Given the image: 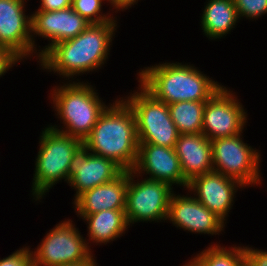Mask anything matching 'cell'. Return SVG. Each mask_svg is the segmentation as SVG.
Masks as SVG:
<instances>
[{
    "label": "cell",
    "instance_id": "obj_1",
    "mask_svg": "<svg viewBox=\"0 0 267 266\" xmlns=\"http://www.w3.org/2000/svg\"><path fill=\"white\" fill-rule=\"evenodd\" d=\"M118 21L115 17L109 22L90 24L75 38L54 44L39 59V69L63 78L64 82L80 81L77 77L98 72L109 61L112 41L120 27Z\"/></svg>",
    "mask_w": 267,
    "mask_h": 266
},
{
    "label": "cell",
    "instance_id": "obj_2",
    "mask_svg": "<svg viewBox=\"0 0 267 266\" xmlns=\"http://www.w3.org/2000/svg\"><path fill=\"white\" fill-rule=\"evenodd\" d=\"M111 101L83 145L91 153L114 161L124 171H130L136 165L139 148L135 115L120 95Z\"/></svg>",
    "mask_w": 267,
    "mask_h": 266
},
{
    "label": "cell",
    "instance_id": "obj_3",
    "mask_svg": "<svg viewBox=\"0 0 267 266\" xmlns=\"http://www.w3.org/2000/svg\"><path fill=\"white\" fill-rule=\"evenodd\" d=\"M190 63L163 61L143 67L136 79L167 105L180 101H207L223 85Z\"/></svg>",
    "mask_w": 267,
    "mask_h": 266
},
{
    "label": "cell",
    "instance_id": "obj_4",
    "mask_svg": "<svg viewBox=\"0 0 267 266\" xmlns=\"http://www.w3.org/2000/svg\"><path fill=\"white\" fill-rule=\"evenodd\" d=\"M52 86L49 94L58 124H48L51 128L84 141L90 134L100 114L110 104H106L88 81L62 82ZM51 98V99H50ZM63 124V125H62ZM62 125V126H61Z\"/></svg>",
    "mask_w": 267,
    "mask_h": 266
},
{
    "label": "cell",
    "instance_id": "obj_5",
    "mask_svg": "<svg viewBox=\"0 0 267 266\" xmlns=\"http://www.w3.org/2000/svg\"><path fill=\"white\" fill-rule=\"evenodd\" d=\"M41 131L30 190L32 201L37 203L43 202L42 199L57 183L63 180L68 184L73 155L83 145V141L77 137L55 130L49 125Z\"/></svg>",
    "mask_w": 267,
    "mask_h": 266
},
{
    "label": "cell",
    "instance_id": "obj_6",
    "mask_svg": "<svg viewBox=\"0 0 267 266\" xmlns=\"http://www.w3.org/2000/svg\"><path fill=\"white\" fill-rule=\"evenodd\" d=\"M136 88L121 98L135 115L138 143L174 148L179 133L168 105L156 99L140 83Z\"/></svg>",
    "mask_w": 267,
    "mask_h": 266
},
{
    "label": "cell",
    "instance_id": "obj_7",
    "mask_svg": "<svg viewBox=\"0 0 267 266\" xmlns=\"http://www.w3.org/2000/svg\"><path fill=\"white\" fill-rule=\"evenodd\" d=\"M244 137L241 133L211 140L213 171L236 179L248 188L260 187L264 185L261 150L245 143Z\"/></svg>",
    "mask_w": 267,
    "mask_h": 266
},
{
    "label": "cell",
    "instance_id": "obj_8",
    "mask_svg": "<svg viewBox=\"0 0 267 266\" xmlns=\"http://www.w3.org/2000/svg\"><path fill=\"white\" fill-rule=\"evenodd\" d=\"M174 190L175 187L165 182L149 180L133 170L128 171L125 214L129 226L140 222H165Z\"/></svg>",
    "mask_w": 267,
    "mask_h": 266
},
{
    "label": "cell",
    "instance_id": "obj_9",
    "mask_svg": "<svg viewBox=\"0 0 267 266\" xmlns=\"http://www.w3.org/2000/svg\"><path fill=\"white\" fill-rule=\"evenodd\" d=\"M80 231L72 219L56 223L35 249L30 247L34 266H60L88 261L94 253Z\"/></svg>",
    "mask_w": 267,
    "mask_h": 266
},
{
    "label": "cell",
    "instance_id": "obj_10",
    "mask_svg": "<svg viewBox=\"0 0 267 266\" xmlns=\"http://www.w3.org/2000/svg\"><path fill=\"white\" fill-rule=\"evenodd\" d=\"M230 87H220L207 101L203 112L202 134L208 140L239 135L247 127L248 113Z\"/></svg>",
    "mask_w": 267,
    "mask_h": 266
},
{
    "label": "cell",
    "instance_id": "obj_11",
    "mask_svg": "<svg viewBox=\"0 0 267 266\" xmlns=\"http://www.w3.org/2000/svg\"><path fill=\"white\" fill-rule=\"evenodd\" d=\"M31 15L32 59L35 58L37 64L54 44L75 38L91 24L71 7L58 11H33ZM37 36L47 40L48 44L42 48L38 46Z\"/></svg>",
    "mask_w": 267,
    "mask_h": 266
},
{
    "label": "cell",
    "instance_id": "obj_12",
    "mask_svg": "<svg viewBox=\"0 0 267 266\" xmlns=\"http://www.w3.org/2000/svg\"><path fill=\"white\" fill-rule=\"evenodd\" d=\"M186 195L172 194L166 222L194 234L216 236L225 233L226 223L201 204L187 189Z\"/></svg>",
    "mask_w": 267,
    "mask_h": 266
},
{
    "label": "cell",
    "instance_id": "obj_13",
    "mask_svg": "<svg viewBox=\"0 0 267 266\" xmlns=\"http://www.w3.org/2000/svg\"><path fill=\"white\" fill-rule=\"evenodd\" d=\"M28 1L0 0V46L23 62L32 59V15L26 13Z\"/></svg>",
    "mask_w": 267,
    "mask_h": 266
},
{
    "label": "cell",
    "instance_id": "obj_14",
    "mask_svg": "<svg viewBox=\"0 0 267 266\" xmlns=\"http://www.w3.org/2000/svg\"><path fill=\"white\" fill-rule=\"evenodd\" d=\"M245 188L240 181L215 171L194 177L187 187L201 204L226 224L236 201V193Z\"/></svg>",
    "mask_w": 267,
    "mask_h": 266
},
{
    "label": "cell",
    "instance_id": "obj_15",
    "mask_svg": "<svg viewBox=\"0 0 267 266\" xmlns=\"http://www.w3.org/2000/svg\"><path fill=\"white\" fill-rule=\"evenodd\" d=\"M124 170L114 161L91 153L82 145L73 155L68 186L74 191L75 200L83 192L108 183L120 176Z\"/></svg>",
    "mask_w": 267,
    "mask_h": 266
},
{
    "label": "cell",
    "instance_id": "obj_16",
    "mask_svg": "<svg viewBox=\"0 0 267 266\" xmlns=\"http://www.w3.org/2000/svg\"><path fill=\"white\" fill-rule=\"evenodd\" d=\"M133 171L141 177L165 182L187 190L181 164L174 148L139 143L138 159Z\"/></svg>",
    "mask_w": 267,
    "mask_h": 266
},
{
    "label": "cell",
    "instance_id": "obj_17",
    "mask_svg": "<svg viewBox=\"0 0 267 266\" xmlns=\"http://www.w3.org/2000/svg\"><path fill=\"white\" fill-rule=\"evenodd\" d=\"M128 171L111 182L96 186L80 194L73 202L76 214H94L102 210L125 209Z\"/></svg>",
    "mask_w": 267,
    "mask_h": 266
},
{
    "label": "cell",
    "instance_id": "obj_18",
    "mask_svg": "<svg viewBox=\"0 0 267 266\" xmlns=\"http://www.w3.org/2000/svg\"><path fill=\"white\" fill-rule=\"evenodd\" d=\"M174 149L183 176L188 182L196 176L213 171L211 141L204 134H179Z\"/></svg>",
    "mask_w": 267,
    "mask_h": 266
},
{
    "label": "cell",
    "instance_id": "obj_19",
    "mask_svg": "<svg viewBox=\"0 0 267 266\" xmlns=\"http://www.w3.org/2000/svg\"><path fill=\"white\" fill-rule=\"evenodd\" d=\"M87 223L86 242L92 252V245H106L117 241L130 228L125 209L102 210L94 214H76Z\"/></svg>",
    "mask_w": 267,
    "mask_h": 266
},
{
    "label": "cell",
    "instance_id": "obj_20",
    "mask_svg": "<svg viewBox=\"0 0 267 266\" xmlns=\"http://www.w3.org/2000/svg\"><path fill=\"white\" fill-rule=\"evenodd\" d=\"M200 20L203 35L208 40H220L234 30L240 19L233 0H206Z\"/></svg>",
    "mask_w": 267,
    "mask_h": 266
},
{
    "label": "cell",
    "instance_id": "obj_21",
    "mask_svg": "<svg viewBox=\"0 0 267 266\" xmlns=\"http://www.w3.org/2000/svg\"><path fill=\"white\" fill-rule=\"evenodd\" d=\"M206 101H180L168 104L170 116L179 134L202 133Z\"/></svg>",
    "mask_w": 267,
    "mask_h": 266
},
{
    "label": "cell",
    "instance_id": "obj_22",
    "mask_svg": "<svg viewBox=\"0 0 267 266\" xmlns=\"http://www.w3.org/2000/svg\"><path fill=\"white\" fill-rule=\"evenodd\" d=\"M240 245V246H239ZM242 245V246H241ZM219 242H211L194 257L201 266H242L245 263L244 245L227 247Z\"/></svg>",
    "mask_w": 267,
    "mask_h": 266
},
{
    "label": "cell",
    "instance_id": "obj_23",
    "mask_svg": "<svg viewBox=\"0 0 267 266\" xmlns=\"http://www.w3.org/2000/svg\"><path fill=\"white\" fill-rule=\"evenodd\" d=\"M103 3L109 5L108 0H72L71 8L89 23L101 24L112 21L116 17L110 7L108 12H103Z\"/></svg>",
    "mask_w": 267,
    "mask_h": 266
},
{
    "label": "cell",
    "instance_id": "obj_24",
    "mask_svg": "<svg viewBox=\"0 0 267 266\" xmlns=\"http://www.w3.org/2000/svg\"><path fill=\"white\" fill-rule=\"evenodd\" d=\"M239 19L258 20L267 15V0H233Z\"/></svg>",
    "mask_w": 267,
    "mask_h": 266
},
{
    "label": "cell",
    "instance_id": "obj_25",
    "mask_svg": "<svg viewBox=\"0 0 267 266\" xmlns=\"http://www.w3.org/2000/svg\"><path fill=\"white\" fill-rule=\"evenodd\" d=\"M0 266H34L30 246L24 245L10 255L0 258Z\"/></svg>",
    "mask_w": 267,
    "mask_h": 266
},
{
    "label": "cell",
    "instance_id": "obj_26",
    "mask_svg": "<svg viewBox=\"0 0 267 266\" xmlns=\"http://www.w3.org/2000/svg\"><path fill=\"white\" fill-rule=\"evenodd\" d=\"M249 246H244L246 264L248 266H267V251Z\"/></svg>",
    "mask_w": 267,
    "mask_h": 266
},
{
    "label": "cell",
    "instance_id": "obj_27",
    "mask_svg": "<svg viewBox=\"0 0 267 266\" xmlns=\"http://www.w3.org/2000/svg\"><path fill=\"white\" fill-rule=\"evenodd\" d=\"M22 61L8 48L0 46V78L3 77L14 66L20 65ZM19 63L18 65H16Z\"/></svg>",
    "mask_w": 267,
    "mask_h": 266
},
{
    "label": "cell",
    "instance_id": "obj_28",
    "mask_svg": "<svg viewBox=\"0 0 267 266\" xmlns=\"http://www.w3.org/2000/svg\"><path fill=\"white\" fill-rule=\"evenodd\" d=\"M35 11H55L71 7L72 0H40Z\"/></svg>",
    "mask_w": 267,
    "mask_h": 266
},
{
    "label": "cell",
    "instance_id": "obj_29",
    "mask_svg": "<svg viewBox=\"0 0 267 266\" xmlns=\"http://www.w3.org/2000/svg\"><path fill=\"white\" fill-rule=\"evenodd\" d=\"M110 8H112V11L117 14L118 12L120 13L121 11L129 10L130 8L132 9V6L138 5L137 3L141 0H108Z\"/></svg>",
    "mask_w": 267,
    "mask_h": 266
},
{
    "label": "cell",
    "instance_id": "obj_30",
    "mask_svg": "<svg viewBox=\"0 0 267 266\" xmlns=\"http://www.w3.org/2000/svg\"><path fill=\"white\" fill-rule=\"evenodd\" d=\"M95 258L97 257L93 255L88 261L79 262V263H69V264H64L60 266H99Z\"/></svg>",
    "mask_w": 267,
    "mask_h": 266
},
{
    "label": "cell",
    "instance_id": "obj_31",
    "mask_svg": "<svg viewBox=\"0 0 267 266\" xmlns=\"http://www.w3.org/2000/svg\"><path fill=\"white\" fill-rule=\"evenodd\" d=\"M190 260L185 261V263L181 266H201V264L193 257H190Z\"/></svg>",
    "mask_w": 267,
    "mask_h": 266
}]
</instances>
